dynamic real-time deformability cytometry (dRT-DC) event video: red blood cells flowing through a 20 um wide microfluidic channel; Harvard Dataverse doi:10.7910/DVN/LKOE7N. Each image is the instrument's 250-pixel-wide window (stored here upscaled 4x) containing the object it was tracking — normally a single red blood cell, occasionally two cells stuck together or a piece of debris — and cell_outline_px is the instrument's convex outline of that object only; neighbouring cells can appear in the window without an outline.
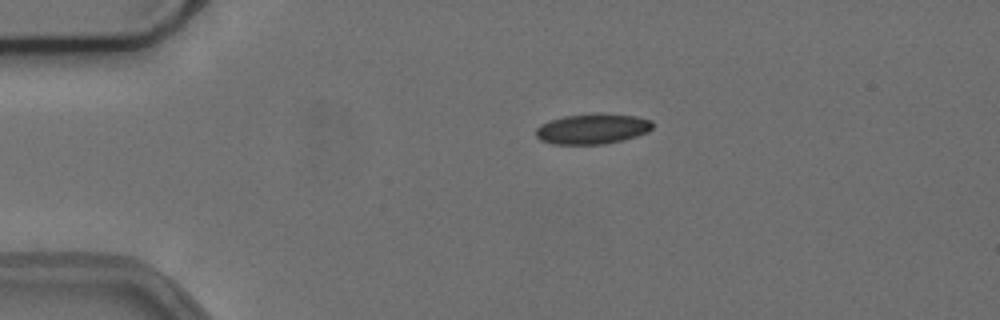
{"species": "common noctule bat (a hibernating species)", "species_latin": "Nyctalus noctula", "temperature_condition": "cold", "stored_images_in_passage": 10, "camera_frame_rate_fps": 3000, "um_per_image_px": 0.085, "animal": {"sex": "female", "body_mass_g": 24.6, "forearm_length_mm": 56.2}, "frame": {"image": 1, "passage_image": 1, "time_ms": 0.0, "image_size_px": [1000, 320], "cell_outline_px": [[652, 128], [648, 132], [636, 136], [604, 144], [552, 144], [540, 140], [536, 136], [536, 128], [540, 124], [564, 116], [592, 112], [636, 116], [652, 120]], "centroid_in_image_um": [50.34, 10.94], "position_along_channel_um": 34.7, "area_um2": 20.75}}
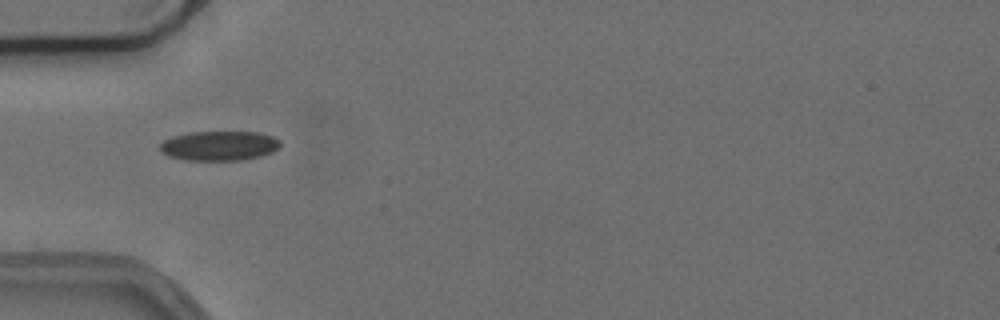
{"frame": {"image": 2, "passage_image": 7, "time_ms": 2.0, "image_size_px": [1000, 320], "cell_outline_px": [[280, 148], [272, 152], [260, 156], [244, 160], [184, 160], [168, 156], [160, 152], [160, 144], [164, 140], [172, 136], [192, 132], [256, 132], [272, 136], [280, 140]], "centroid_in_image_um": [18.63, 12.39], "position_along_channel_um": 66.4, "area_um2": 20.87}}
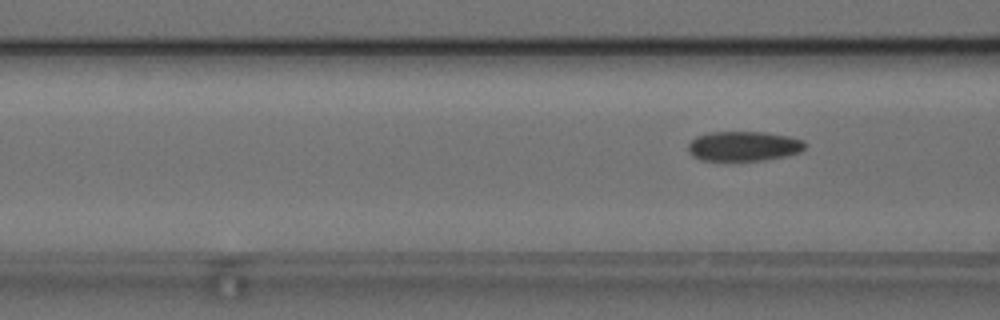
{"frame": {"image": 3, "passage_image": 10, "time_ms": 3.0, "image_size_px": [1000, 320], "cell_outline_px": [[808, 144], [800, 152], [784, 156], [764, 160], [700, 160], [692, 156], [688, 152], [688, 144], [696, 136], [708, 132], [764, 132], [788, 136], [804, 140]], "centroid_in_image_um": [63.2, 12.42], "position_along_channel_um": 103.4, "area_um2": 20.35}}